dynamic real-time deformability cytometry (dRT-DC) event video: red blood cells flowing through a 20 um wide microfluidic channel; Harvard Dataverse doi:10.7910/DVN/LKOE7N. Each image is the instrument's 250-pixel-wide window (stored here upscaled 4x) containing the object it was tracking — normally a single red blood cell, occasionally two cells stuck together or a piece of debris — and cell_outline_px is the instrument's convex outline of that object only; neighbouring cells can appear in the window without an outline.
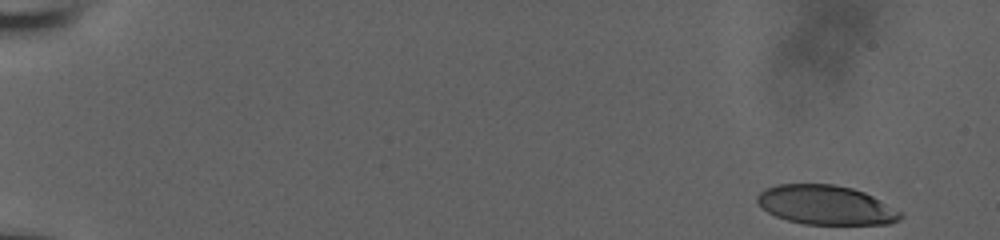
{"species": "human", "species_latin": "Homo sapiens", "temperature_condition": "room temperature", "stored_images_in_passage": 29, "camera_frame_rate_fps": 3000, "um_per_image_px": 0.085, "donor": {"sex": "male"}, "frame": {"image": 1, "passage_image": 1, "time_ms": 0.0, "image_size_px": [1000, 240], "cell_outline_px": [[904, 216], [900, 220], [888, 224], [804, 224], [788, 220], [776, 216], [768, 212], [756, 200], [756, 196], [764, 188], [776, 184], [832, 184], [852, 188], [864, 192], [904, 212]], "centroid_in_image_um": [70.23, 17.42], "position_along_channel_um": 14.8, "area_um2": 32.89}}
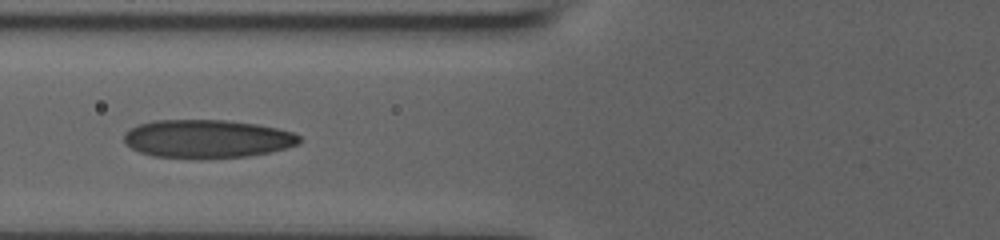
{"frame": {"image": 2, "passage_image": 21, "time_ms": 6.667, "image_size_px": [1000, 240], "cell_outline_px": [[300, 144], [288, 148], [248, 156], [200, 160], [152, 156], [140, 152], [132, 148], [124, 140], [124, 132], [128, 128], [140, 124], [156, 120], [224, 120], [256, 124], [276, 128], [292, 132], [300, 136]], "centroid_in_image_um": [17.6, 11.82], "position_along_channel_um": 108.2, "area_um2": 39.59}}
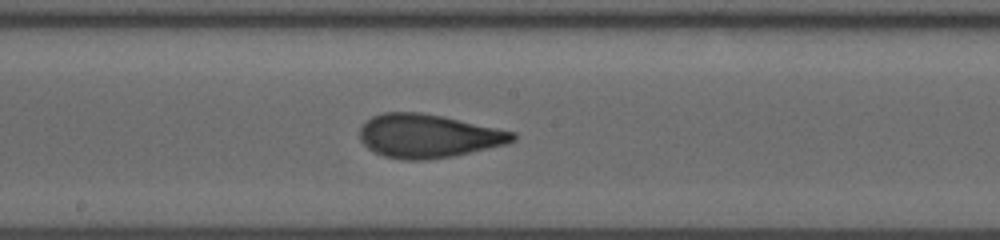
{"frame": {"image": 3, "passage_image": 29, "time_ms": 9.333, "image_size_px": [1000, 240], "cell_outline_px": [[516, 140], [504, 144], [452, 156], [424, 160], [404, 160], [384, 156], [368, 148], [360, 140], [360, 128], [372, 116], [384, 112], [420, 112], [444, 116], [516, 132]], "centroid_in_image_um": [36.39, 11.55], "position_along_channel_um": 211.8, "area_um2": 38.61}}